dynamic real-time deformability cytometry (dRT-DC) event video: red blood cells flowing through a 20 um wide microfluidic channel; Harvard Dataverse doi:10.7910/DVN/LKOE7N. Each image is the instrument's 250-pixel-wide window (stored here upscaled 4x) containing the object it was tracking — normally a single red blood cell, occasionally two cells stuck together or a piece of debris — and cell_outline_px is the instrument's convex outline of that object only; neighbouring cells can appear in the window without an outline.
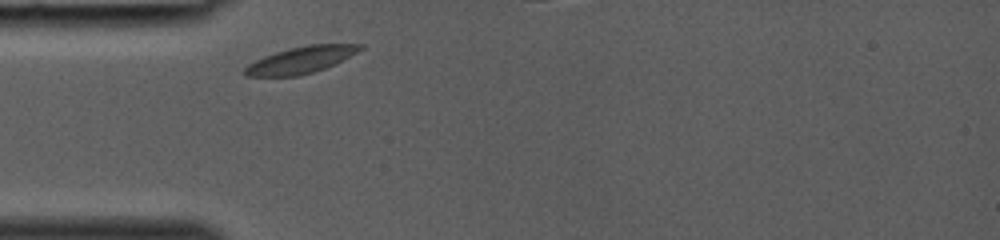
{"species": "common noctule bat (a hibernating species)", "species_latin": "Nyctalus noctula", "temperature_condition": "room temperature", "stored_images_in_passage": 24, "segment_of_instrument_passage": [1, 2], "camera_frame_rate_fps": 3000, "um_per_image_px": 0.085, "animal": {"sex": "female", "body_mass_g": 19.0, "forearm_length_mm": 53.3}, "frame": {"image": 1, "passage_image": 1, "time_ms": 0.0, "image_size_px": [1000, 240], "cell_outline_px": [[364, 48], [336, 64], [300, 76], [244, 76], [244, 68], [248, 64], [264, 56], [288, 48], [308, 44], [364, 44]], "centroid_in_image_um": [25.59, 5.09], "position_along_channel_um": 59.4, "area_um2": 17.98}}
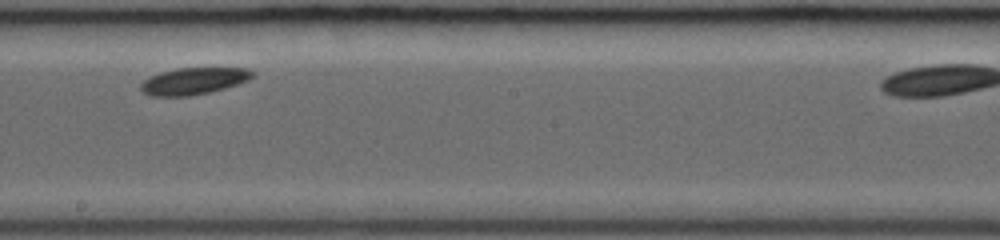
{"frame": {"image": 2, "passage_image": 12, "time_ms": 3.667, "image_size_px": [1000, 240], "cell_outline_px": [[256, 72], [248, 80], [224, 88], [208, 92], [188, 96], [152, 96], [144, 92], [140, 88], [140, 84], [144, 80], [160, 72], [176, 68], [248, 68]], "centroid_in_image_um": [16.46, 6.88], "position_along_channel_um": 231.7, "area_um2": 17.28}}
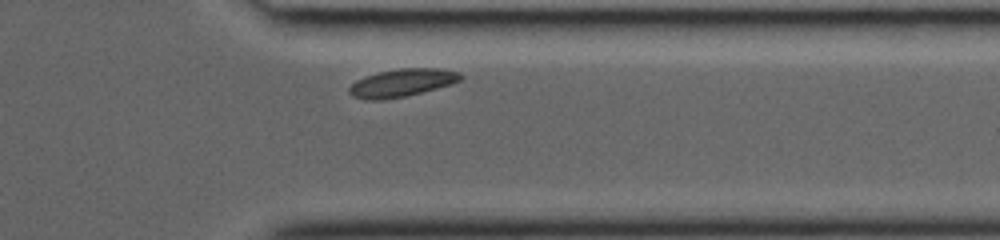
{"frame": {"image": 3, "passage_image": 21, "time_ms": 6.667, "image_size_px": [1000, 240], "cell_outline_px": [[464, 76], [460, 80], [452, 84], [404, 96], [384, 100], [368, 100], [352, 96], [348, 92], [348, 88], [356, 80], [364, 76], [376, 72], [400, 68], [440, 68], [460, 72]], "centroid_in_image_um": [34.15, 7.03], "position_along_channel_um": 377.3, "area_um2": 18.15}}